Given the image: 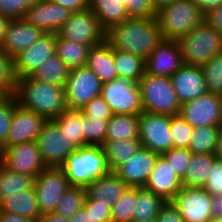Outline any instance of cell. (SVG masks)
<instances>
[{"instance_id": "6da1fadb", "label": "cell", "mask_w": 222, "mask_h": 222, "mask_svg": "<svg viewBox=\"0 0 222 222\" xmlns=\"http://www.w3.org/2000/svg\"><path fill=\"white\" fill-rule=\"evenodd\" d=\"M105 40L114 50L130 52L146 60L163 36L157 17H129L111 27L105 34Z\"/></svg>"}, {"instance_id": "7a4b0ae2", "label": "cell", "mask_w": 222, "mask_h": 222, "mask_svg": "<svg viewBox=\"0 0 222 222\" xmlns=\"http://www.w3.org/2000/svg\"><path fill=\"white\" fill-rule=\"evenodd\" d=\"M17 103L24 108L54 119L68 109L64 87L26 76L18 78L14 94Z\"/></svg>"}, {"instance_id": "3957f363", "label": "cell", "mask_w": 222, "mask_h": 222, "mask_svg": "<svg viewBox=\"0 0 222 222\" xmlns=\"http://www.w3.org/2000/svg\"><path fill=\"white\" fill-rule=\"evenodd\" d=\"M71 186L87 187L91 181L108 174L103 146L88 145L77 148L61 166Z\"/></svg>"}, {"instance_id": "277c9868", "label": "cell", "mask_w": 222, "mask_h": 222, "mask_svg": "<svg viewBox=\"0 0 222 222\" xmlns=\"http://www.w3.org/2000/svg\"><path fill=\"white\" fill-rule=\"evenodd\" d=\"M163 40H178L205 20V14L192 0H176L157 11Z\"/></svg>"}, {"instance_id": "5b68a950", "label": "cell", "mask_w": 222, "mask_h": 222, "mask_svg": "<svg viewBox=\"0 0 222 222\" xmlns=\"http://www.w3.org/2000/svg\"><path fill=\"white\" fill-rule=\"evenodd\" d=\"M177 41L187 65L202 66L222 52V36L206 20Z\"/></svg>"}, {"instance_id": "8992f818", "label": "cell", "mask_w": 222, "mask_h": 222, "mask_svg": "<svg viewBox=\"0 0 222 222\" xmlns=\"http://www.w3.org/2000/svg\"><path fill=\"white\" fill-rule=\"evenodd\" d=\"M138 84L144 111L170 116L179 114L181 104L177 100L170 77L144 74Z\"/></svg>"}, {"instance_id": "52a82bcc", "label": "cell", "mask_w": 222, "mask_h": 222, "mask_svg": "<svg viewBox=\"0 0 222 222\" xmlns=\"http://www.w3.org/2000/svg\"><path fill=\"white\" fill-rule=\"evenodd\" d=\"M100 96L113 114L139 116L144 111L139 84L129 78L103 83Z\"/></svg>"}, {"instance_id": "ba28073f", "label": "cell", "mask_w": 222, "mask_h": 222, "mask_svg": "<svg viewBox=\"0 0 222 222\" xmlns=\"http://www.w3.org/2000/svg\"><path fill=\"white\" fill-rule=\"evenodd\" d=\"M102 84L87 65L70 69L64 86L68 109L82 110L93 98L101 95Z\"/></svg>"}, {"instance_id": "9c48e42d", "label": "cell", "mask_w": 222, "mask_h": 222, "mask_svg": "<svg viewBox=\"0 0 222 222\" xmlns=\"http://www.w3.org/2000/svg\"><path fill=\"white\" fill-rule=\"evenodd\" d=\"M35 141L46 167H61L77 149L52 119L43 124Z\"/></svg>"}, {"instance_id": "30bf717a", "label": "cell", "mask_w": 222, "mask_h": 222, "mask_svg": "<svg viewBox=\"0 0 222 222\" xmlns=\"http://www.w3.org/2000/svg\"><path fill=\"white\" fill-rule=\"evenodd\" d=\"M139 140L143 147L159 155L173 148L171 116L143 111L139 115Z\"/></svg>"}, {"instance_id": "8fae6325", "label": "cell", "mask_w": 222, "mask_h": 222, "mask_svg": "<svg viewBox=\"0 0 222 222\" xmlns=\"http://www.w3.org/2000/svg\"><path fill=\"white\" fill-rule=\"evenodd\" d=\"M61 167H46L35 178L34 191L41 215L57 209L64 192L70 187Z\"/></svg>"}, {"instance_id": "7c38bea8", "label": "cell", "mask_w": 222, "mask_h": 222, "mask_svg": "<svg viewBox=\"0 0 222 222\" xmlns=\"http://www.w3.org/2000/svg\"><path fill=\"white\" fill-rule=\"evenodd\" d=\"M213 199L202 187H182L171 202L184 222H209L214 216Z\"/></svg>"}, {"instance_id": "4fadbf2b", "label": "cell", "mask_w": 222, "mask_h": 222, "mask_svg": "<svg viewBox=\"0 0 222 222\" xmlns=\"http://www.w3.org/2000/svg\"><path fill=\"white\" fill-rule=\"evenodd\" d=\"M61 38L74 40L88 46H96L105 40L106 32L88 8L72 12L70 18L57 33Z\"/></svg>"}, {"instance_id": "5bb4252c", "label": "cell", "mask_w": 222, "mask_h": 222, "mask_svg": "<svg viewBox=\"0 0 222 222\" xmlns=\"http://www.w3.org/2000/svg\"><path fill=\"white\" fill-rule=\"evenodd\" d=\"M179 115L192 127H221L222 109L219 94L206 92L182 104Z\"/></svg>"}, {"instance_id": "9a60e30c", "label": "cell", "mask_w": 222, "mask_h": 222, "mask_svg": "<svg viewBox=\"0 0 222 222\" xmlns=\"http://www.w3.org/2000/svg\"><path fill=\"white\" fill-rule=\"evenodd\" d=\"M0 162L9 170L33 177L46 168L36 141L0 149Z\"/></svg>"}, {"instance_id": "2e32d148", "label": "cell", "mask_w": 222, "mask_h": 222, "mask_svg": "<svg viewBox=\"0 0 222 222\" xmlns=\"http://www.w3.org/2000/svg\"><path fill=\"white\" fill-rule=\"evenodd\" d=\"M54 54H56V33H45L29 48L13 58L16 79L32 76Z\"/></svg>"}, {"instance_id": "e0dca14e", "label": "cell", "mask_w": 222, "mask_h": 222, "mask_svg": "<svg viewBox=\"0 0 222 222\" xmlns=\"http://www.w3.org/2000/svg\"><path fill=\"white\" fill-rule=\"evenodd\" d=\"M46 121L47 119L44 116L24 108L16 100L7 140L0 149L35 141Z\"/></svg>"}, {"instance_id": "ac0fdd59", "label": "cell", "mask_w": 222, "mask_h": 222, "mask_svg": "<svg viewBox=\"0 0 222 222\" xmlns=\"http://www.w3.org/2000/svg\"><path fill=\"white\" fill-rule=\"evenodd\" d=\"M72 11L52 0H36L25 12L23 19L45 33H58Z\"/></svg>"}, {"instance_id": "d6986e66", "label": "cell", "mask_w": 222, "mask_h": 222, "mask_svg": "<svg viewBox=\"0 0 222 222\" xmlns=\"http://www.w3.org/2000/svg\"><path fill=\"white\" fill-rule=\"evenodd\" d=\"M183 64L178 41L162 40L145 60V74L171 77Z\"/></svg>"}, {"instance_id": "ffe728a7", "label": "cell", "mask_w": 222, "mask_h": 222, "mask_svg": "<svg viewBox=\"0 0 222 222\" xmlns=\"http://www.w3.org/2000/svg\"><path fill=\"white\" fill-rule=\"evenodd\" d=\"M159 154L141 146L126 162L119 165L114 172L129 187H144L154 169Z\"/></svg>"}, {"instance_id": "44dd1931", "label": "cell", "mask_w": 222, "mask_h": 222, "mask_svg": "<svg viewBox=\"0 0 222 222\" xmlns=\"http://www.w3.org/2000/svg\"><path fill=\"white\" fill-rule=\"evenodd\" d=\"M44 34L45 32L42 29L26 22L23 18L11 19L0 43V49L14 58L21 51L29 48Z\"/></svg>"}, {"instance_id": "7402d4cb", "label": "cell", "mask_w": 222, "mask_h": 222, "mask_svg": "<svg viewBox=\"0 0 222 222\" xmlns=\"http://www.w3.org/2000/svg\"><path fill=\"white\" fill-rule=\"evenodd\" d=\"M170 78L181 105L208 92L201 66L183 64Z\"/></svg>"}, {"instance_id": "603a6c76", "label": "cell", "mask_w": 222, "mask_h": 222, "mask_svg": "<svg viewBox=\"0 0 222 222\" xmlns=\"http://www.w3.org/2000/svg\"><path fill=\"white\" fill-rule=\"evenodd\" d=\"M144 188L161 197L165 202H171L182 185L181 179L169 163L159 155Z\"/></svg>"}, {"instance_id": "cb8c5ba5", "label": "cell", "mask_w": 222, "mask_h": 222, "mask_svg": "<svg viewBox=\"0 0 222 222\" xmlns=\"http://www.w3.org/2000/svg\"><path fill=\"white\" fill-rule=\"evenodd\" d=\"M129 186L114 172L90 182L86 187V199L99 200L111 206L127 191Z\"/></svg>"}, {"instance_id": "d4e9b609", "label": "cell", "mask_w": 222, "mask_h": 222, "mask_svg": "<svg viewBox=\"0 0 222 222\" xmlns=\"http://www.w3.org/2000/svg\"><path fill=\"white\" fill-rule=\"evenodd\" d=\"M86 65L99 77L102 83L118 78L114 49L106 40L90 48Z\"/></svg>"}, {"instance_id": "484cf974", "label": "cell", "mask_w": 222, "mask_h": 222, "mask_svg": "<svg viewBox=\"0 0 222 222\" xmlns=\"http://www.w3.org/2000/svg\"><path fill=\"white\" fill-rule=\"evenodd\" d=\"M89 9L105 32L129 18L120 0H89Z\"/></svg>"}, {"instance_id": "4316f807", "label": "cell", "mask_w": 222, "mask_h": 222, "mask_svg": "<svg viewBox=\"0 0 222 222\" xmlns=\"http://www.w3.org/2000/svg\"><path fill=\"white\" fill-rule=\"evenodd\" d=\"M216 158L215 154L192 153L181 180L182 187H203Z\"/></svg>"}, {"instance_id": "83f0119b", "label": "cell", "mask_w": 222, "mask_h": 222, "mask_svg": "<svg viewBox=\"0 0 222 222\" xmlns=\"http://www.w3.org/2000/svg\"><path fill=\"white\" fill-rule=\"evenodd\" d=\"M35 178L9 170L0 162V205L16 193L33 189Z\"/></svg>"}, {"instance_id": "f1b7e54d", "label": "cell", "mask_w": 222, "mask_h": 222, "mask_svg": "<svg viewBox=\"0 0 222 222\" xmlns=\"http://www.w3.org/2000/svg\"><path fill=\"white\" fill-rule=\"evenodd\" d=\"M0 209L36 221L41 216L34 188L16 193L5 200Z\"/></svg>"}, {"instance_id": "f546056e", "label": "cell", "mask_w": 222, "mask_h": 222, "mask_svg": "<svg viewBox=\"0 0 222 222\" xmlns=\"http://www.w3.org/2000/svg\"><path fill=\"white\" fill-rule=\"evenodd\" d=\"M139 139V116L113 114L108 121L106 141Z\"/></svg>"}, {"instance_id": "4dcf8cb0", "label": "cell", "mask_w": 222, "mask_h": 222, "mask_svg": "<svg viewBox=\"0 0 222 222\" xmlns=\"http://www.w3.org/2000/svg\"><path fill=\"white\" fill-rule=\"evenodd\" d=\"M91 47L75 42L74 40L61 38L56 34V54L69 69L85 66Z\"/></svg>"}, {"instance_id": "1f68e13d", "label": "cell", "mask_w": 222, "mask_h": 222, "mask_svg": "<svg viewBox=\"0 0 222 222\" xmlns=\"http://www.w3.org/2000/svg\"><path fill=\"white\" fill-rule=\"evenodd\" d=\"M52 120L77 148L85 146L83 136L84 114L81 110L67 109Z\"/></svg>"}, {"instance_id": "d6a6232c", "label": "cell", "mask_w": 222, "mask_h": 222, "mask_svg": "<svg viewBox=\"0 0 222 222\" xmlns=\"http://www.w3.org/2000/svg\"><path fill=\"white\" fill-rule=\"evenodd\" d=\"M114 61L118 77L129 78L139 82L145 74V59L141 56L114 50Z\"/></svg>"}, {"instance_id": "836d02e7", "label": "cell", "mask_w": 222, "mask_h": 222, "mask_svg": "<svg viewBox=\"0 0 222 222\" xmlns=\"http://www.w3.org/2000/svg\"><path fill=\"white\" fill-rule=\"evenodd\" d=\"M141 146L139 139L106 141L103 148L110 171H114L119 165L126 162Z\"/></svg>"}, {"instance_id": "e575fe53", "label": "cell", "mask_w": 222, "mask_h": 222, "mask_svg": "<svg viewBox=\"0 0 222 222\" xmlns=\"http://www.w3.org/2000/svg\"><path fill=\"white\" fill-rule=\"evenodd\" d=\"M69 70L63 60L57 54H54L36 70L32 77L46 83L64 87Z\"/></svg>"}, {"instance_id": "d590c367", "label": "cell", "mask_w": 222, "mask_h": 222, "mask_svg": "<svg viewBox=\"0 0 222 222\" xmlns=\"http://www.w3.org/2000/svg\"><path fill=\"white\" fill-rule=\"evenodd\" d=\"M166 202L159 196L144 187H137V200L135 201V211L133 222H141L146 219L156 218L161 207Z\"/></svg>"}, {"instance_id": "8d00e7d4", "label": "cell", "mask_w": 222, "mask_h": 222, "mask_svg": "<svg viewBox=\"0 0 222 222\" xmlns=\"http://www.w3.org/2000/svg\"><path fill=\"white\" fill-rule=\"evenodd\" d=\"M221 127H193L190 146L191 153L215 154L219 130Z\"/></svg>"}, {"instance_id": "74e56055", "label": "cell", "mask_w": 222, "mask_h": 222, "mask_svg": "<svg viewBox=\"0 0 222 222\" xmlns=\"http://www.w3.org/2000/svg\"><path fill=\"white\" fill-rule=\"evenodd\" d=\"M87 191L82 186H70L57 204L55 213L70 219L74 213L84 207Z\"/></svg>"}, {"instance_id": "f35d334b", "label": "cell", "mask_w": 222, "mask_h": 222, "mask_svg": "<svg viewBox=\"0 0 222 222\" xmlns=\"http://www.w3.org/2000/svg\"><path fill=\"white\" fill-rule=\"evenodd\" d=\"M136 200L137 187H129L111 206L112 222H133Z\"/></svg>"}, {"instance_id": "ab89813d", "label": "cell", "mask_w": 222, "mask_h": 222, "mask_svg": "<svg viewBox=\"0 0 222 222\" xmlns=\"http://www.w3.org/2000/svg\"><path fill=\"white\" fill-rule=\"evenodd\" d=\"M201 67L207 91L220 94L222 92V52L213 56Z\"/></svg>"}, {"instance_id": "60d3db41", "label": "cell", "mask_w": 222, "mask_h": 222, "mask_svg": "<svg viewBox=\"0 0 222 222\" xmlns=\"http://www.w3.org/2000/svg\"><path fill=\"white\" fill-rule=\"evenodd\" d=\"M109 120H101L97 118H88L84 115L83 136L85 138V146H103L106 142V135Z\"/></svg>"}, {"instance_id": "b9f144b4", "label": "cell", "mask_w": 222, "mask_h": 222, "mask_svg": "<svg viewBox=\"0 0 222 222\" xmlns=\"http://www.w3.org/2000/svg\"><path fill=\"white\" fill-rule=\"evenodd\" d=\"M16 82L13 58L0 49V96L14 95Z\"/></svg>"}, {"instance_id": "7bdbcfd3", "label": "cell", "mask_w": 222, "mask_h": 222, "mask_svg": "<svg viewBox=\"0 0 222 222\" xmlns=\"http://www.w3.org/2000/svg\"><path fill=\"white\" fill-rule=\"evenodd\" d=\"M193 127L179 114L171 116V134L173 148L188 149Z\"/></svg>"}, {"instance_id": "ee69618b", "label": "cell", "mask_w": 222, "mask_h": 222, "mask_svg": "<svg viewBox=\"0 0 222 222\" xmlns=\"http://www.w3.org/2000/svg\"><path fill=\"white\" fill-rule=\"evenodd\" d=\"M15 106L16 98L14 95L0 96V148L7 140Z\"/></svg>"}, {"instance_id": "f6af8a7d", "label": "cell", "mask_w": 222, "mask_h": 222, "mask_svg": "<svg viewBox=\"0 0 222 222\" xmlns=\"http://www.w3.org/2000/svg\"><path fill=\"white\" fill-rule=\"evenodd\" d=\"M191 152L183 148H171L161 156L169 163L175 174L182 180L190 162Z\"/></svg>"}, {"instance_id": "bcb514c9", "label": "cell", "mask_w": 222, "mask_h": 222, "mask_svg": "<svg viewBox=\"0 0 222 222\" xmlns=\"http://www.w3.org/2000/svg\"><path fill=\"white\" fill-rule=\"evenodd\" d=\"M36 0H0V15L10 19H22L26 10Z\"/></svg>"}, {"instance_id": "7dc6e473", "label": "cell", "mask_w": 222, "mask_h": 222, "mask_svg": "<svg viewBox=\"0 0 222 222\" xmlns=\"http://www.w3.org/2000/svg\"><path fill=\"white\" fill-rule=\"evenodd\" d=\"M212 197L222 195V160L216 158L211 166L209 176L202 187Z\"/></svg>"}, {"instance_id": "c3c4849f", "label": "cell", "mask_w": 222, "mask_h": 222, "mask_svg": "<svg viewBox=\"0 0 222 222\" xmlns=\"http://www.w3.org/2000/svg\"><path fill=\"white\" fill-rule=\"evenodd\" d=\"M84 208L89 211L91 222H112L111 205L109 203L85 199Z\"/></svg>"}, {"instance_id": "681fc988", "label": "cell", "mask_w": 222, "mask_h": 222, "mask_svg": "<svg viewBox=\"0 0 222 222\" xmlns=\"http://www.w3.org/2000/svg\"><path fill=\"white\" fill-rule=\"evenodd\" d=\"M81 111L88 118L101 120H109L113 115L109 105L101 96L93 98Z\"/></svg>"}, {"instance_id": "f907efd6", "label": "cell", "mask_w": 222, "mask_h": 222, "mask_svg": "<svg viewBox=\"0 0 222 222\" xmlns=\"http://www.w3.org/2000/svg\"><path fill=\"white\" fill-rule=\"evenodd\" d=\"M157 10L152 0H130L129 17L148 18L156 17Z\"/></svg>"}, {"instance_id": "816d5d0a", "label": "cell", "mask_w": 222, "mask_h": 222, "mask_svg": "<svg viewBox=\"0 0 222 222\" xmlns=\"http://www.w3.org/2000/svg\"><path fill=\"white\" fill-rule=\"evenodd\" d=\"M156 222H184V220L172 202H166L161 207Z\"/></svg>"}, {"instance_id": "f5cc1de1", "label": "cell", "mask_w": 222, "mask_h": 222, "mask_svg": "<svg viewBox=\"0 0 222 222\" xmlns=\"http://www.w3.org/2000/svg\"><path fill=\"white\" fill-rule=\"evenodd\" d=\"M205 20L222 36V5L206 13Z\"/></svg>"}, {"instance_id": "db71d44e", "label": "cell", "mask_w": 222, "mask_h": 222, "mask_svg": "<svg viewBox=\"0 0 222 222\" xmlns=\"http://www.w3.org/2000/svg\"><path fill=\"white\" fill-rule=\"evenodd\" d=\"M55 4L69 9L72 12L89 8V0H52Z\"/></svg>"}, {"instance_id": "11a10c76", "label": "cell", "mask_w": 222, "mask_h": 222, "mask_svg": "<svg viewBox=\"0 0 222 222\" xmlns=\"http://www.w3.org/2000/svg\"><path fill=\"white\" fill-rule=\"evenodd\" d=\"M206 14L211 9L222 5V0H192Z\"/></svg>"}, {"instance_id": "9f6ffc18", "label": "cell", "mask_w": 222, "mask_h": 222, "mask_svg": "<svg viewBox=\"0 0 222 222\" xmlns=\"http://www.w3.org/2000/svg\"><path fill=\"white\" fill-rule=\"evenodd\" d=\"M0 222H36V220H31L17 214L2 211L0 209Z\"/></svg>"}, {"instance_id": "6f0895ef", "label": "cell", "mask_w": 222, "mask_h": 222, "mask_svg": "<svg viewBox=\"0 0 222 222\" xmlns=\"http://www.w3.org/2000/svg\"><path fill=\"white\" fill-rule=\"evenodd\" d=\"M36 222H69V219L53 212L41 215Z\"/></svg>"}, {"instance_id": "680465c9", "label": "cell", "mask_w": 222, "mask_h": 222, "mask_svg": "<svg viewBox=\"0 0 222 222\" xmlns=\"http://www.w3.org/2000/svg\"><path fill=\"white\" fill-rule=\"evenodd\" d=\"M69 222H91L89 211H87L84 207L81 208L73 214V216L69 219Z\"/></svg>"}, {"instance_id": "91938a15", "label": "cell", "mask_w": 222, "mask_h": 222, "mask_svg": "<svg viewBox=\"0 0 222 222\" xmlns=\"http://www.w3.org/2000/svg\"><path fill=\"white\" fill-rule=\"evenodd\" d=\"M213 213L215 216H222V195L213 199Z\"/></svg>"}, {"instance_id": "94428289", "label": "cell", "mask_w": 222, "mask_h": 222, "mask_svg": "<svg viewBox=\"0 0 222 222\" xmlns=\"http://www.w3.org/2000/svg\"><path fill=\"white\" fill-rule=\"evenodd\" d=\"M10 21H11L10 18L0 15V43L3 40V37L6 33V30H7V27H8V24L10 23Z\"/></svg>"}, {"instance_id": "6125c7cd", "label": "cell", "mask_w": 222, "mask_h": 222, "mask_svg": "<svg viewBox=\"0 0 222 222\" xmlns=\"http://www.w3.org/2000/svg\"><path fill=\"white\" fill-rule=\"evenodd\" d=\"M215 156L222 160V126L219 130Z\"/></svg>"}, {"instance_id": "be15d7a7", "label": "cell", "mask_w": 222, "mask_h": 222, "mask_svg": "<svg viewBox=\"0 0 222 222\" xmlns=\"http://www.w3.org/2000/svg\"><path fill=\"white\" fill-rule=\"evenodd\" d=\"M174 1H176V0H152L153 6L155 7V9L157 11L164 6H167L171 3H173Z\"/></svg>"}, {"instance_id": "e7e4bbea", "label": "cell", "mask_w": 222, "mask_h": 222, "mask_svg": "<svg viewBox=\"0 0 222 222\" xmlns=\"http://www.w3.org/2000/svg\"><path fill=\"white\" fill-rule=\"evenodd\" d=\"M121 3L124 5L127 14L129 15V4H130V0H120Z\"/></svg>"}, {"instance_id": "03108f58", "label": "cell", "mask_w": 222, "mask_h": 222, "mask_svg": "<svg viewBox=\"0 0 222 222\" xmlns=\"http://www.w3.org/2000/svg\"><path fill=\"white\" fill-rule=\"evenodd\" d=\"M209 222H222V216H213Z\"/></svg>"}, {"instance_id": "003e7915", "label": "cell", "mask_w": 222, "mask_h": 222, "mask_svg": "<svg viewBox=\"0 0 222 222\" xmlns=\"http://www.w3.org/2000/svg\"><path fill=\"white\" fill-rule=\"evenodd\" d=\"M141 222H156V218L146 219V220L141 221Z\"/></svg>"}, {"instance_id": "a7ac6f4b", "label": "cell", "mask_w": 222, "mask_h": 222, "mask_svg": "<svg viewBox=\"0 0 222 222\" xmlns=\"http://www.w3.org/2000/svg\"><path fill=\"white\" fill-rule=\"evenodd\" d=\"M220 101H221V109H222V92L219 94Z\"/></svg>"}]
</instances>
